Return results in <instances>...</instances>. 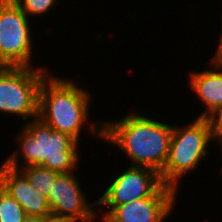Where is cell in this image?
<instances>
[{
    "instance_id": "1",
    "label": "cell",
    "mask_w": 222,
    "mask_h": 222,
    "mask_svg": "<svg viewBox=\"0 0 222 222\" xmlns=\"http://www.w3.org/2000/svg\"><path fill=\"white\" fill-rule=\"evenodd\" d=\"M133 110L118 120L90 123L95 138L117 146L131 160L130 166L148 167L159 174L168 158L173 125Z\"/></svg>"
},
{
    "instance_id": "2",
    "label": "cell",
    "mask_w": 222,
    "mask_h": 222,
    "mask_svg": "<svg viewBox=\"0 0 222 222\" xmlns=\"http://www.w3.org/2000/svg\"><path fill=\"white\" fill-rule=\"evenodd\" d=\"M22 126L15 137L19 146L6 156L3 161L5 165L16 170L27 165H40L58 173H77L82 159L80 143L70 135L54 130L39 118L24 122Z\"/></svg>"
},
{
    "instance_id": "3",
    "label": "cell",
    "mask_w": 222,
    "mask_h": 222,
    "mask_svg": "<svg viewBox=\"0 0 222 222\" xmlns=\"http://www.w3.org/2000/svg\"><path fill=\"white\" fill-rule=\"evenodd\" d=\"M69 78L49 73L39 90L38 118L54 130L70 135L81 143L88 125L92 94Z\"/></svg>"
},
{
    "instance_id": "4",
    "label": "cell",
    "mask_w": 222,
    "mask_h": 222,
    "mask_svg": "<svg viewBox=\"0 0 222 222\" xmlns=\"http://www.w3.org/2000/svg\"><path fill=\"white\" fill-rule=\"evenodd\" d=\"M190 124L173 125L168 158L160 178L179 193L180 182L186 174L194 171L210 153L208 146L213 140L207 118L192 119Z\"/></svg>"
},
{
    "instance_id": "5",
    "label": "cell",
    "mask_w": 222,
    "mask_h": 222,
    "mask_svg": "<svg viewBox=\"0 0 222 222\" xmlns=\"http://www.w3.org/2000/svg\"><path fill=\"white\" fill-rule=\"evenodd\" d=\"M50 72L34 65L0 66V113L21 117L25 122L38 118L40 86Z\"/></svg>"
},
{
    "instance_id": "6",
    "label": "cell",
    "mask_w": 222,
    "mask_h": 222,
    "mask_svg": "<svg viewBox=\"0 0 222 222\" xmlns=\"http://www.w3.org/2000/svg\"><path fill=\"white\" fill-rule=\"evenodd\" d=\"M29 20L13 0H0V66L32 67L35 47Z\"/></svg>"
},
{
    "instance_id": "7",
    "label": "cell",
    "mask_w": 222,
    "mask_h": 222,
    "mask_svg": "<svg viewBox=\"0 0 222 222\" xmlns=\"http://www.w3.org/2000/svg\"><path fill=\"white\" fill-rule=\"evenodd\" d=\"M112 182L105 185L102 196L97 200L101 212V222L115 207L128 202L152 196L162 185L160 174L148 167L130 166L112 176ZM103 206V207H102ZM106 207V209H105Z\"/></svg>"
},
{
    "instance_id": "8",
    "label": "cell",
    "mask_w": 222,
    "mask_h": 222,
    "mask_svg": "<svg viewBox=\"0 0 222 222\" xmlns=\"http://www.w3.org/2000/svg\"><path fill=\"white\" fill-rule=\"evenodd\" d=\"M77 179L75 172L57 174L47 199L52 216L68 222L95 220L98 217L94 209L97 200L88 203V196Z\"/></svg>"
},
{
    "instance_id": "9",
    "label": "cell",
    "mask_w": 222,
    "mask_h": 222,
    "mask_svg": "<svg viewBox=\"0 0 222 222\" xmlns=\"http://www.w3.org/2000/svg\"><path fill=\"white\" fill-rule=\"evenodd\" d=\"M177 192L163 184L152 196L115 207L101 222H164L176 207Z\"/></svg>"
},
{
    "instance_id": "10",
    "label": "cell",
    "mask_w": 222,
    "mask_h": 222,
    "mask_svg": "<svg viewBox=\"0 0 222 222\" xmlns=\"http://www.w3.org/2000/svg\"><path fill=\"white\" fill-rule=\"evenodd\" d=\"M0 186L23 207L27 216L47 218L52 215L47 199L38 194L20 170L2 163L0 165Z\"/></svg>"
},
{
    "instance_id": "11",
    "label": "cell",
    "mask_w": 222,
    "mask_h": 222,
    "mask_svg": "<svg viewBox=\"0 0 222 222\" xmlns=\"http://www.w3.org/2000/svg\"><path fill=\"white\" fill-rule=\"evenodd\" d=\"M210 69L190 71L189 86L196 97L200 99L205 110L198 118H207L218 107L222 106V69L210 58Z\"/></svg>"
},
{
    "instance_id": "12",
    "label": "cell",
    "mask_w": 222,
    "mask_h": 222,
    "mask_svg": "<svg viewBox=\"0 0 222 222\" xmlns=\"http://www.w3.org/2000/svg\"><path fill=\"white\" fill-rule=\"evenodd\" d=\"M19 170L26 176L38 194L48 199L50 189L56 180L58 172L40 165H27Z\"/></svg>"
},
{
    "instance_id": "13",
    "label": "cell",
    "mask_w": 222,
    "mask_h": 222,
    "mask_svg": "<svg viewBox=\"0 0 222 222\" xmlns=\"http://www.w3.org/2000/svg\"><path fill=\"white\" fill-rule=\"evenodd\" d=\"M23 207L0 186V222H23Z\"/></svg>"
},
{
    "instance_id": "14",
    "label": "cell",
    "mask_w": 222,
    "mask_h": 222,
    "mask_svg": "<svg viewBox=\"0 0 222 222\" xmlns=\"http://www.w3.org/2000/svg\"><path fill=\"white\" fill-rule=\"evenodd\" d=\"M22 11L30 18L32 16L42 17L44 14L59 4V0H13ZM58 3V4H57Z\"/></svg>"
},
{
    "instance_id": "15",
    "label": "cell",
    "mask_w": 222,
    "mask_h": 222,
    "mask_svg": "<svg viewBox=\"0 0 222 222\" xmlns=\"http://www.w3.org/2000/svg\"><path fill=\"white\" fill-rule=\"evenodd\" d=\"M212 132L214 143L222 148V106L218 107L207 117Z\"/></svg>"
},
{
    "instance_id": "16",
    "label": "cell",
    "mask_w": 222,
    "mask_h": 222,
    "mask_svg": "<svg viewBox=\"0 0 222 222\" xmlns=\"http://www.w3.org/2000/svg\"><path fill=\"white\" fill-rule=\"evenodd\" d=\"M222 21V20H221ZM221 33L219 34V40L217 41L216 52L212 56V58H222V25H221Z\"/></svg>"
},
{
    "instance_id": "17",
    "label": "cell",
    "mask_w": 222,
    "mask_h": 222,
    "mask_svg": "<svg viewBox=\"0 0 222 222\" xmlns=\"http://www.w3.org/2000/svg\"><path fill=\"white\" fill-rule=\"evenodd\" d=\"M41 222H68V221L51 215L50 217L43 218Z\"/></svg>"
},
{
    "instance_id": "18",
    "label": "cell",
    "mask_w": 222,
    "mask_h": 222,
    "mask_svg": "<svg viewBox=\"0 0 222 222\" xmlns=\"http://www.w3.org/2000/svg\"><path fill=\"white\" fill-rule=\"evenodd\" d=\"M42 217L39 216H26L23 220V222H41Z\"/></svg>"
},
{
    "instance_id": "19",
    "label": "cell",
    "mask_w": 222,
    "mask_h": 222,
    "mask_svg": "<svg viewBox=\"0 0 222 222\" xmlns=\"http://www.w3.org/2000/svg\"><path fill=\"white\" fill-rule=\"evenodd\" d=\"M222 69V58H211Z\"/></svg>"
},
{
    "instance_id": "20",
    "label": "cell",
    "mask_w": 222,
    "mask_h": 222,
    "mask_svg": "<svg viewBox=\"0 0 222 222\" xmlns=\"http://www.w3.org/2000/svg\"><path fill=\"white\" fill-rule=\"evenodd\" d=\"M221 150H222V148H221ZM221 155H222V151H221ZM219 171H220L219 174H222V166L220 167Z\"/></svg>"
},
{
    "instance_id": "21",
    "label": "cell",
    "mask_w": 222,
    "mask_h": 222,
    "mask_svg": "<svg viewBox=\"0 0 222 222\" xmlns=\"http://www.w3.org/2000/svg\"><path fill=\"white\" fill-rule=\"evenodd\" d=\"M83 222H96L95 220H90V221H83Z\"/></svg>"
}]
</instances>
